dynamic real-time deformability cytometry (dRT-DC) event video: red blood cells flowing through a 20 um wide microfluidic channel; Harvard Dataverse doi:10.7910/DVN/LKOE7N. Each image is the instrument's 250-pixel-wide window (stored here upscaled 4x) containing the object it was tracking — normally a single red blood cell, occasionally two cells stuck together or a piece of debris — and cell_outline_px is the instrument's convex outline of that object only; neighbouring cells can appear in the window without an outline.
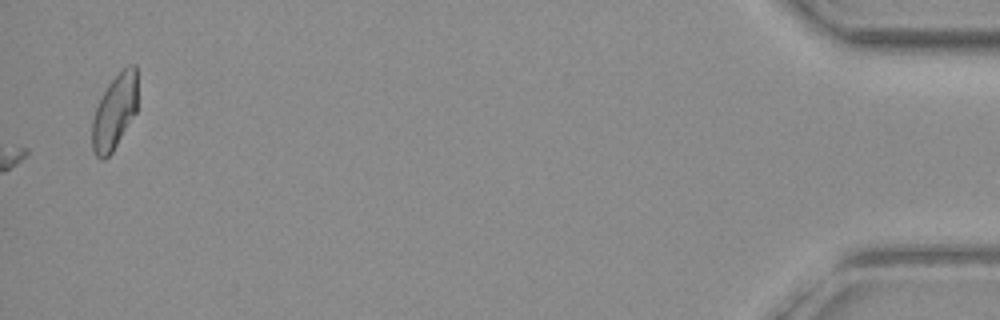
{"species": "common noctule bat (a hibernating species)", "species_latin": "Nyctalus noctula", "temperature_condition": "warm", "stored_images_in_passage": 52, "camera_frame_rate_fps": 3000, "um_per_image_px": 0.085, "animal": {"sex": "female", "body_mass_g": 19.3, "forearm_length_mm": 54.1}, "frame": {"image": 1, "passage_image": 52, "time_ms": 17.0, "image_size_px": [1000, 320], "cell_outline_px": [[136, 112], [112, 152], [104, 160], [100, 160], [96, 156], [92, 148], [92, 120], [96, 108], [108, 84], [128, 64], [136, 64]], "centroid_in_image_um": [9.72, 9.53], "position_along_channel_um": 425.5, "area_um2": 19.48}}